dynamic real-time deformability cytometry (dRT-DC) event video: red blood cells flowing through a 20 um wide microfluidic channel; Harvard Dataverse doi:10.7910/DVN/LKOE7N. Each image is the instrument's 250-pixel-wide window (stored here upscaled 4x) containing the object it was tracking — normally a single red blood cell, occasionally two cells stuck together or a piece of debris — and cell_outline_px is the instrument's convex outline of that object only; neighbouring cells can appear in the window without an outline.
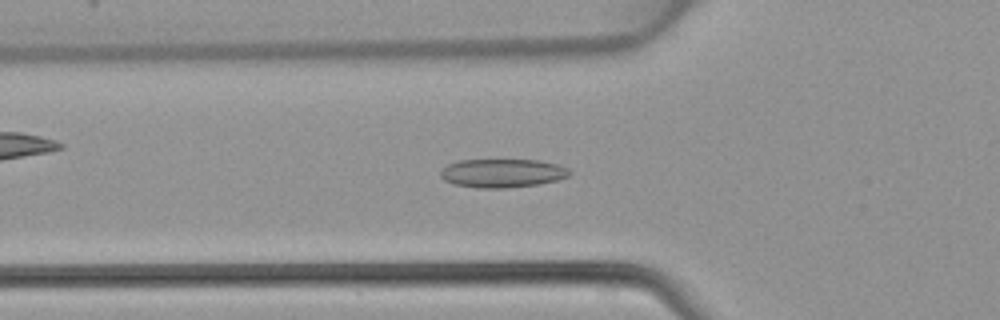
{"species": "common noctule bat (a hibernating species)", "species_latin": "Nyctalus noctula", "temperature_condition": "warm", "stored_images_in_passage": 48, "camera_frame_rate_fps": 3000, "um_per_image_px": 0.085, "animal": {"sex": "female", "body_mass_g": 22.7, "forearm_length_mm": 54.2}, "frame": {"image": 1, "passage_image": 17, "time_ms": 5.333, "image_size_px": [1000, 320], "cell_outline_px": [[572, 172], [568, 176], [556, 180], [540, 184], [504, 188], [476, 188], [456, 184], [444, 180], [440, 176], [440, 172], [448, 164], [460, 160], [536, 160], [556, 164], [568, 168]], "centroid_in_image_um": [42.7, 14.72], "position_along_channel_um": 83.1, "area_um2": 21.39}}
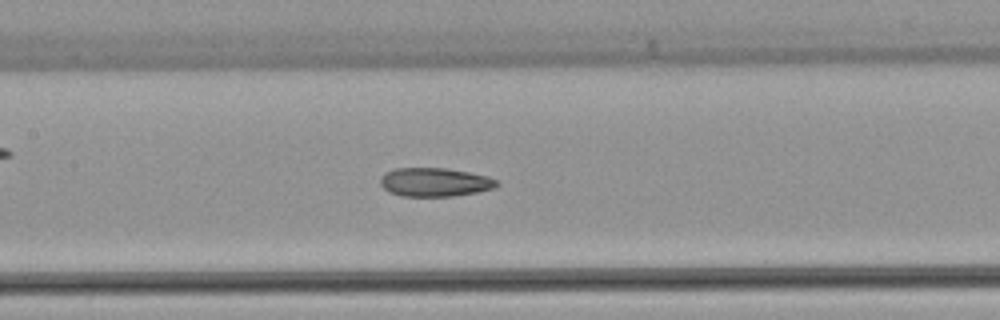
{"frame": {"image": 2, "passage_image": 23, "time_ms": 7.333, "image_size_px": [1000, 320], "cell_outline_px": [[500, 184], [496, 188], [476, 192], [452, 196], [400, 196], [388, 192], [380, 184], [380, 176], [384, 172], [396, 168], [444, 168], [468, 172], [488, 176], [496, 180]], "centroid_in_image_um": [36.93, 15.48], "position_along_channel_um": 170.5, "area_um2": 19.59}}
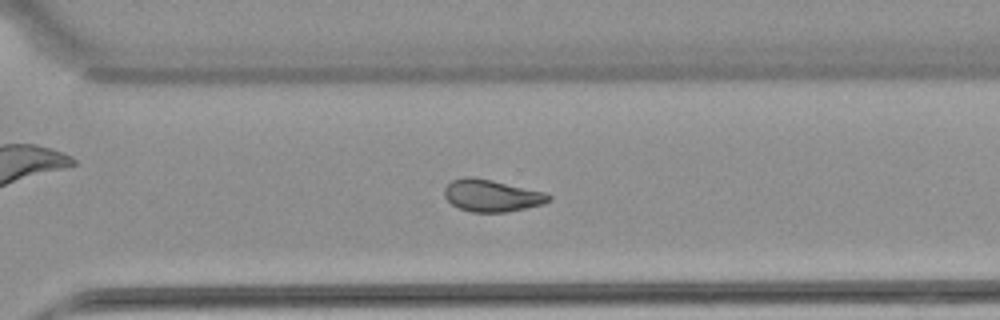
{"frame": {"image": 3, "passage_image": 34, "time_ms": 11.0, "image_size_px": [1000, 320], "cell_outline_px": [[552, 200], [544, 204], [504, 212], [472, 212], [460, 208], [452, 204], [444, 196], [444, 188], [452, 180], [464, 176], [472, 176], [492, 180], [544, 192], [552, 196]], "centroid_in_image_um": [41.79, 16.61], "position_along_channel_um": 328.8, "area_um2": 19.42}}